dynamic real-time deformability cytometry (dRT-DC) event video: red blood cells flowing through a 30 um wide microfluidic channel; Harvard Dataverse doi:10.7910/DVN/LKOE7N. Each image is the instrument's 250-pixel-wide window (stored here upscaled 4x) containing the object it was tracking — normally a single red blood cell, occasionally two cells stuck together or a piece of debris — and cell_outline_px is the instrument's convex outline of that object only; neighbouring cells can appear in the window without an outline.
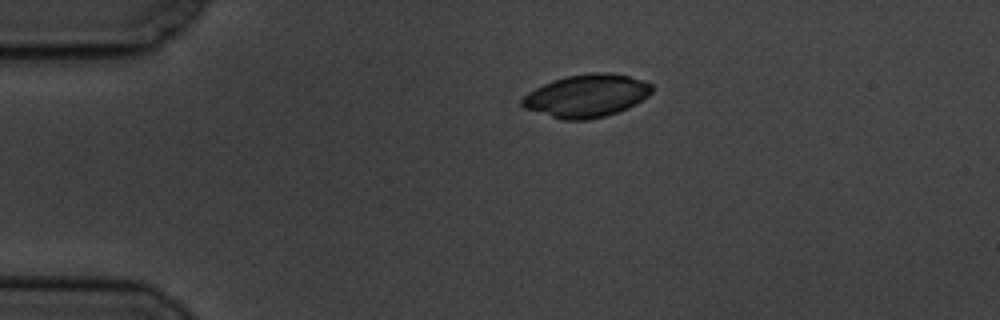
{"species": "common noctule bat (a hibernating species)", "species_latin": "Nyctalus noctula", "temperature_condition": "cold", "stored_images_in_passage": 5, "camera_frame_rate_fps": 3000, "um_per_image_px": 0.085, "animal": {"sex": "male", "body_mass_g": 19.5, "forearm_length_mm": 54.6}, "frame": {"image": 1, "passage_image": 1, "time_ms": 0.0, "image_size_px": [1000, 320], "cell_outline_px": [[652, 92], [648, 96], [636, 104], [628, 108], [604, 116], [588, 120], [560, 120], [524, 108], [520, 104], [520, 100], [528, 92], [552, 80], [568, 76], [588, 72], [608, 72], [628, 76], [644, 80], [652, 84]], "centroid_in_image_um": [49.85, 8.14], "position_along_channel_um": 35.1, "area_um2": 32.54}}